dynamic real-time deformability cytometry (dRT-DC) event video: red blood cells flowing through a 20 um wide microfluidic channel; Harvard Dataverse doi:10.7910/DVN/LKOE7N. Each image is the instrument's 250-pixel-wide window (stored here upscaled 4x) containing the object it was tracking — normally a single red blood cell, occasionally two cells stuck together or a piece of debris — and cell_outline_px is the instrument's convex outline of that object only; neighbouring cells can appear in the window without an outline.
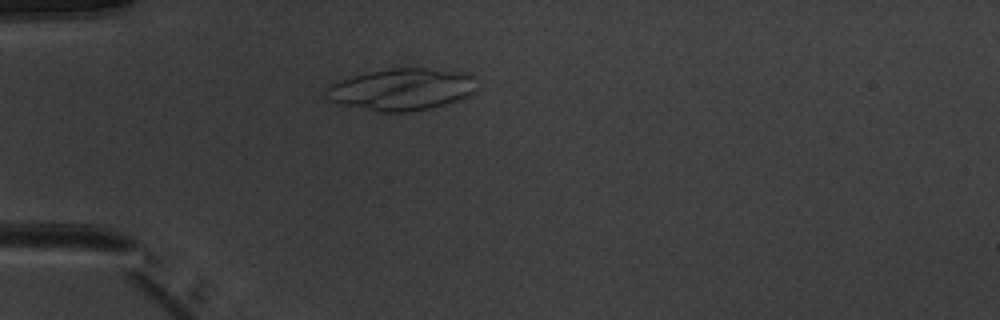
{"species": "common noctule bat (a hibernating species)", "species_latin": "Nyctalus noctula", "temperature_condition": "warm", "stored_images_in_passage": 50, "camera_frame_rate_fps": 3000, "um_per_image_px": 0.085, "animal": {"sex": "male", "body_mass_g": 20.1, "forearm_length_mm": 53.5}, "frame": {"image": 1, "passage_image": 14, "time_ms": 4.333, "image_size_px": [1000, 320], "cell_outline_px": [[476, 88], [468, 96], [432, 108], [408, 112], [376, 112], [328, 100], [324, 92], [332, 84], [340, 80], [352, 76], [368, 72], [388, 68], [428, 68], [464, 72], [476, 76]], "centroid_in_image_um": [34.17, 7.59], "position_along_channel_um": 50.8, "area_um2": 36.82}}
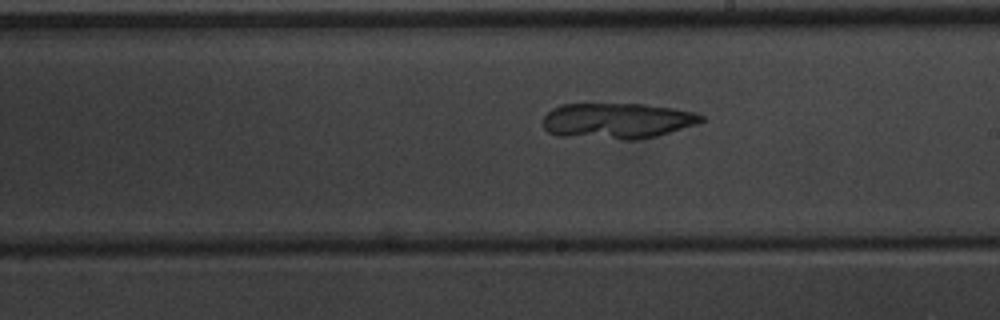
{"frame": {"image": 2, "passage_image": 29, "time_ms": 9.333, "image_size_px": [1000, 320], "cell_outline_px": [[704, 120], [696, 124], [656, 136], [640, 140], [624, 140], [556, 136], [548, 132], [544, 128], [544, 116], [552, 108], [560, 104], [644, 104], [676, 108], [696, 112], [704, 116]], "centroid_in_image_um": [52.46, 10.27], "position_along_channel_um": 236.5, "area_um2": 33.35}}
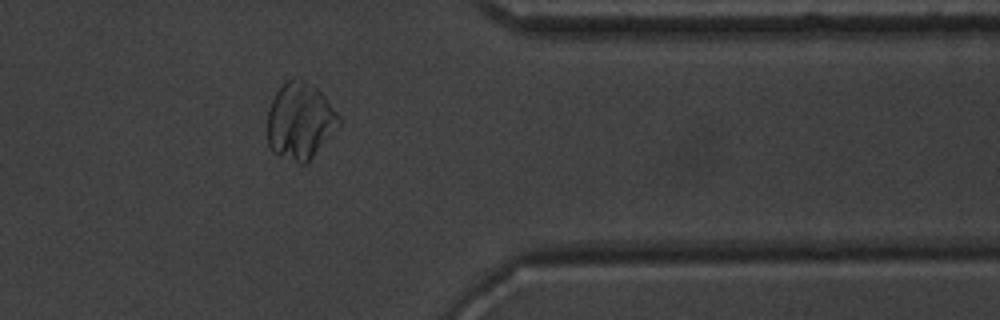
{"frame": {"image": 3, "passage_image": 41, "time_ms": 13.333, "image_size_px": [1000, 320], "cell_outline_px": [[344, 120], [308, 164], [300, 164], [272, 152], [268, 144], [268, 112], [272, 100], [276, 92], [288, 80], [304, 80], [320, 88]], "centroid_in_image_um": [25.56, 10.3], "position_along_channel_um": 385.8, "area_um2": 32.37}}